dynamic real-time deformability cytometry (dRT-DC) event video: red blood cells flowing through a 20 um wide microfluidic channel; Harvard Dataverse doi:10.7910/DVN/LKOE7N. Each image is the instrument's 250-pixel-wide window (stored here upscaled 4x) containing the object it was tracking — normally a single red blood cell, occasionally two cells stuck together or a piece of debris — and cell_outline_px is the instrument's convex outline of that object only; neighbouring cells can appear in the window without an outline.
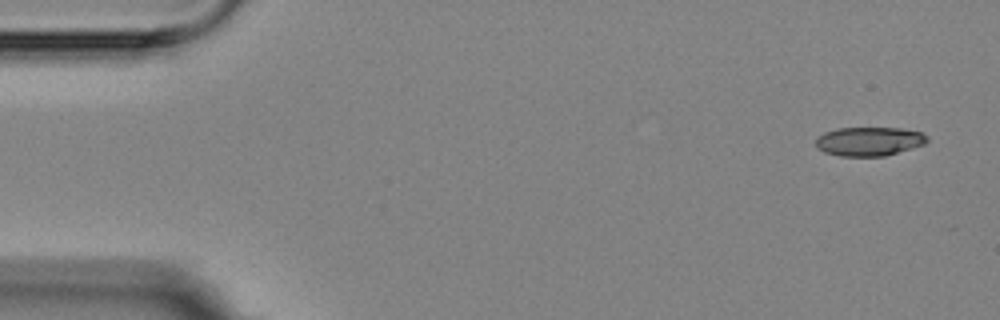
{"species": "Egyptian fruit bat (a non-hibernating species)", "species_latin": "Rousettus aegyptiacus", "temperature_condition": "room temperature", "stored_images_in_passage": 5, "camera_frame_rate_fps": 3000, "um_per_image_px": 0.085, "animal": {"sex": "female"}, "frame": {"image": 1, "passage_image": 1, "time_ms": 0.0, "image_size_px": [1000, 320], "cell_outline_px": [[928, 140], [924, 144], [912, 148], [884, 156], [840, 156], [824, 152], [816, 148], [816, 140], [824, 132], [836, 128], [900, 128], [920, 132], [928, 136]], "centroid_in_image_um": [73.86, 12.01], "position_along_channel_um": 11.1, "area_um2": 18.73}}
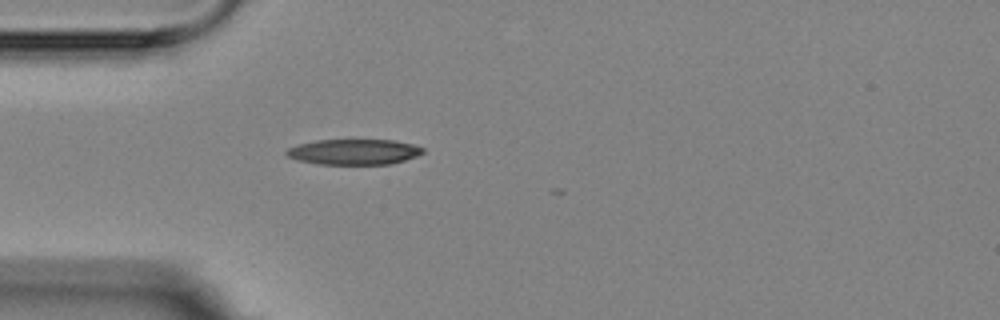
{"frame": {"image": 2, "passage_image": 5, "time_ms": 4.333, "image_size_px": [1000, 320], "cell_outline_px": [[424, 152], [416, 156], [392, 164], [316, 164], [296, 160], [288, 156], [284, 152], [288, 148], [300, 144], [316, 140], [392, 140], [412, 144], [424, 148]], "centroid_in_image_um": [30.07, 12.91], "position_along_channel_um": 54.9, "area_um2": 20.23}}